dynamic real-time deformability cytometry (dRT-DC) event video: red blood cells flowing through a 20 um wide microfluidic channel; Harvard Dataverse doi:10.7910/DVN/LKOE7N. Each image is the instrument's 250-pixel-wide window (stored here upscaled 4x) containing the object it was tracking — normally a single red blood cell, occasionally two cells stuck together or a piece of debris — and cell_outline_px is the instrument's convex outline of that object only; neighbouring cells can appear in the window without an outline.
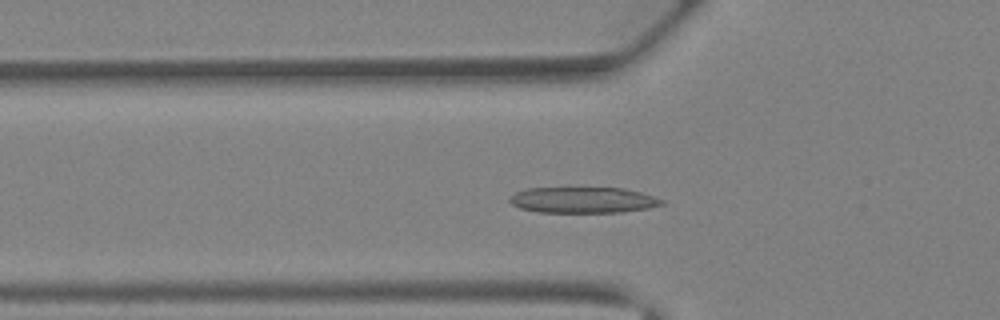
{"species": "Egyptian fruit bat (a non-hibernating species)", "species_latin": "Rousettus aegyptiacus", "temperature_condition": "warm", "stored_images_in_passage": 30, "camera_frame_rate_fps": 3000, "um_per_image_px": 0.085, "animal": {"sex": "female"}, "frame": {"image": 1, "passage_image": 4, "time_ms": 1.0, "image_size_px": [1000, 320], "cell_outline_px": [[664, 204], [648, 208], [620, 212], [540, 212], [520, 208], [512, 204], [508, 200], [508, 196], [524, 188], [624, 188], [640, 192], [664, 200]], "centroid_in_image_um": [49.52, 17.0], "position_along_channel_um": 76.3, "area_um2": 22.95}}
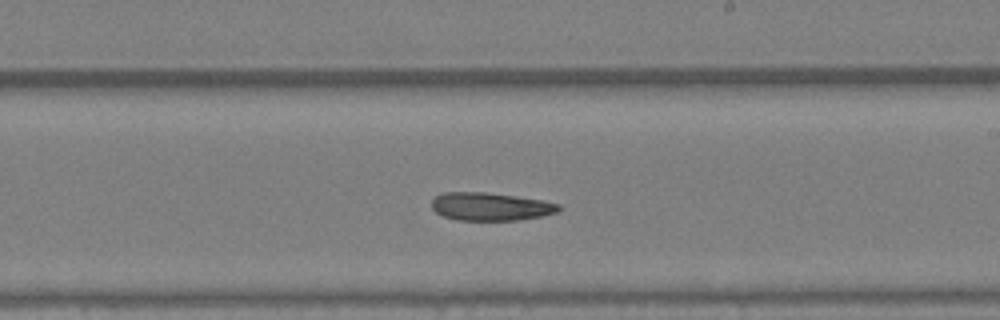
{"frame": {"image": 2, "passage_image": 14, "time_ms": 4.333, "image_size_px": [1000, 320], "cell_outline_px": [[560, 208], [556, 212], [540, 216], [520, 220], [456, 220], [444, 216], [436, 212], [432, 208], [432, 200], [436, 196], [444, 192], [484, 192], [516, 196], [544, 200], [560, 204]], "centroid_in_image_um": [41.69, 17.55], "position_along_channel_um": 247.3, "area_um2": 20.69}}
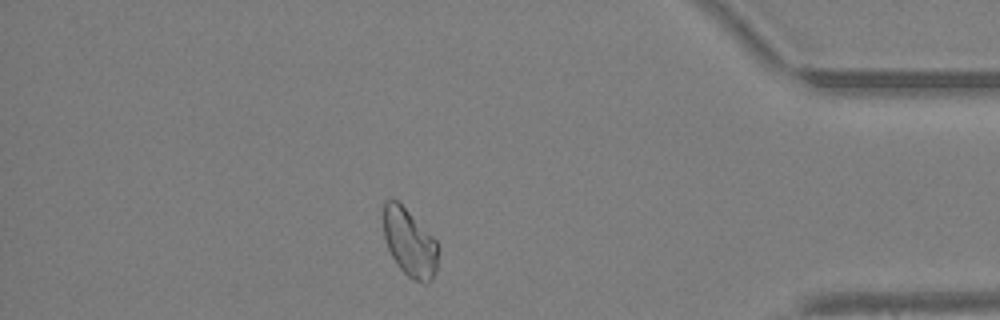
{"frame": {"image": 3, "passage_image": 25, "time_ms": 8.0, "image_size_px": [1000, 320], "cell_outline_px": [[436, 272], [432, 280], [424, 284], [412, 280], [396, 264], [388, 248], [384, 236], [380, 204], [384, 200], [396, 200], [436, 240]], "centroid_in_image_um": [34.75, 20.62], "position_along_channel_um": 400.5, "area_um2": 21.56}}